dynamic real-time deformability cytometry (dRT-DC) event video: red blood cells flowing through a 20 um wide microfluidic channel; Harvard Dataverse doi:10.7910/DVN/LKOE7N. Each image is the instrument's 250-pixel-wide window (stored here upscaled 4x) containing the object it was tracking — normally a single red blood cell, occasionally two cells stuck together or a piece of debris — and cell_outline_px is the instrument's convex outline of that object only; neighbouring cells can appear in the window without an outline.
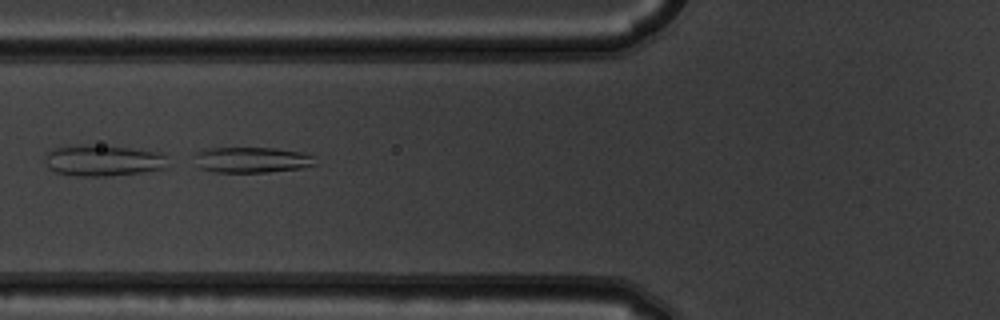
{"species": "common noctule bat (a hibernating species)", "species_latin": "Nyctalus noctula", "temperature_condition": "warm", "stored_images_in_passage": 9, "camera_frame_rate_fps": 3000, "um_per_image_px": 0.085, "animal": {"sex": "male", "body_mass_g": 19.5, "forearm_length_mm": 54.6}, "frame": {"image": 1, "passage_image": 4, "time_ms": 1.0, "image_size_px": [1000, 320], "cell_outline_px": [[316, 164], [300, 168], [268, 172], [216, 172], [200, 168], [192, 156], [196, 152], [208, 148], [276, 148], [300, 152], [312, 156]], "centroid_in_image_um": [21.35, 13.58], "position_along_channel_um": 104.5, "area_um2": 17.98}}
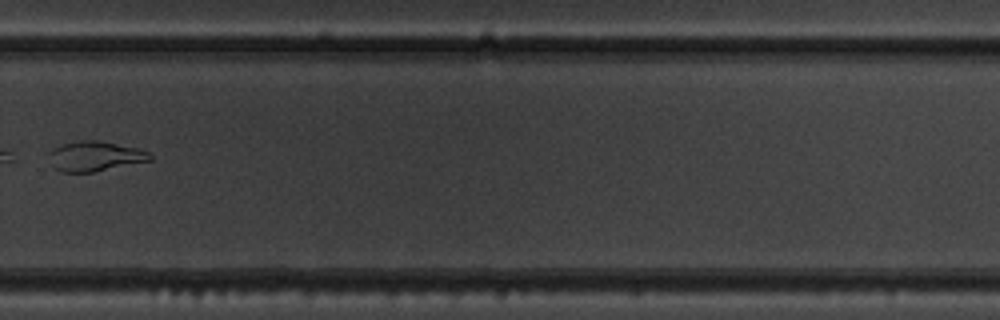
{"frame": {"image": 2, "passage_image": 9, "time_ms": 2.667, "image_size_px": [1000, 320], "cell_outline_px": [[152, 160], [92, 172], [60, 172], [52, 164], [48, 152], [52, 148], [60, 144], [80, 140], [100, 140], [140, 148], [148, 152], [152, 156]], "centroid_in_image_um": [8.07, 13.26], "position_along_channel_um": 321.7, "area_um2": 17.74}}